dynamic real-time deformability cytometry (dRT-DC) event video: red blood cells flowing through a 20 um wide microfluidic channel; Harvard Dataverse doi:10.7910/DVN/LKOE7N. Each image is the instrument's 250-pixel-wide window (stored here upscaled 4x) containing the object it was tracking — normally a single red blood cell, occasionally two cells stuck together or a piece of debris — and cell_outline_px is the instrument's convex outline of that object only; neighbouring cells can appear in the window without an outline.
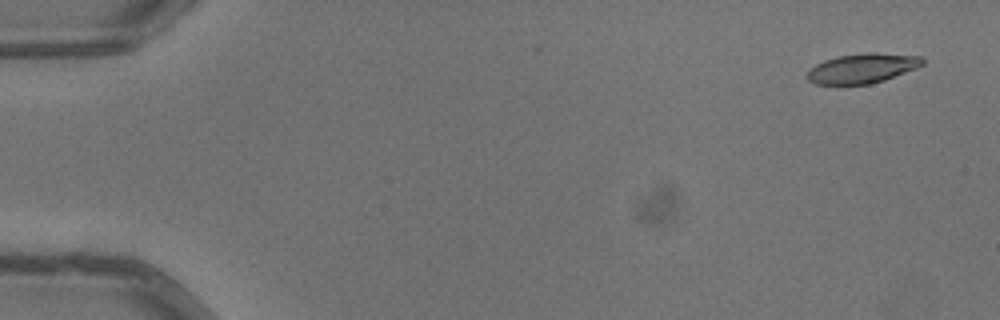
{"species": "common noctule bat (a hibernating species)", "species_latin": "Nyctalus noctula", "temperature_condition": "warm", "stored_images_in_passage": 5, "camera_frame_rate_fps": 3000, "um_per_image_px": 0.085, "animal": {"sex": "male", "body_mass_g": 13.3}, "frame": {"image": 1, "passage_image": 1, "time_ms": 0.0, "image_size_px": [1000, 320], "cell_outline_px": [[924, 64], [916, 68], [884, 80], [872, 84], [816, 84], [808, 80], [804, 76], [816, 64], [824, 60], [836, 56], [868, 52], [876, 52], [920, 56], [924, 60]], "centroid_in_image_um": [73.29, 5.8], "position_along_channel_um": 11.7, "area_um2": 20.0}}
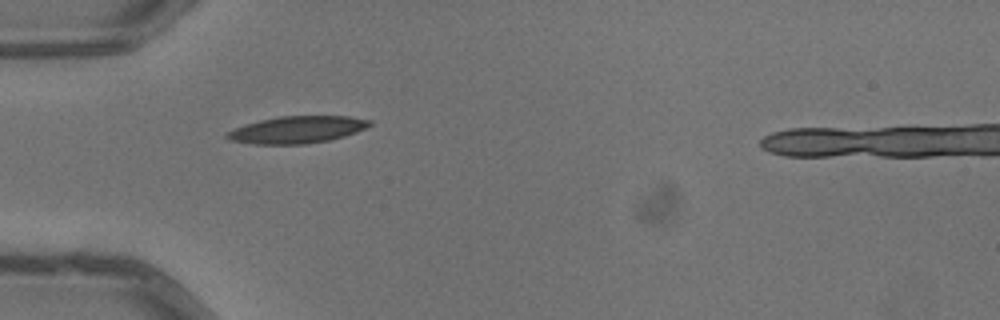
{"frame": {"image": 2, "passage_image": 4, "time_ms": 1.0, "image_size_px": [1000, 320], "cell_outline_px": [[372, 124], [356, 132], [344, 136], [328, 140], [304, 144], [256, 144], [228, 140], [224, 136], [228, 132], [244, 124], [260, 120], [280, 116], [348, 116], [372, 120]], "centroid_in_image_um": [25.24, 11.02], "position_along_channel_um": 59.8, "area_um2": 22.37}}
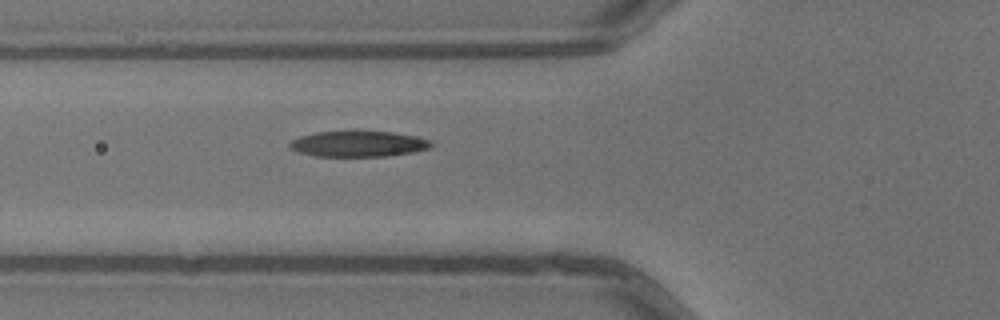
{"frame": {"image": 3, "passage_image": 5, "time_ms": 1.333, "image_size_px": [1000, 320], "cell_outline_px": [[436, 144], [432, 148], [412, 152], [388, 156], [316, 156], [300, 152], [292, 148], [288, 144], [292, 140], [300, 136], [316, 132], [352, 128], [356, 128], [392, 132], [416, 136], [432, 140]], "centroid_in_image_um": [30.53, 12.17], "position_along_channel_um": 95.3, "area_um2": 22.25}}